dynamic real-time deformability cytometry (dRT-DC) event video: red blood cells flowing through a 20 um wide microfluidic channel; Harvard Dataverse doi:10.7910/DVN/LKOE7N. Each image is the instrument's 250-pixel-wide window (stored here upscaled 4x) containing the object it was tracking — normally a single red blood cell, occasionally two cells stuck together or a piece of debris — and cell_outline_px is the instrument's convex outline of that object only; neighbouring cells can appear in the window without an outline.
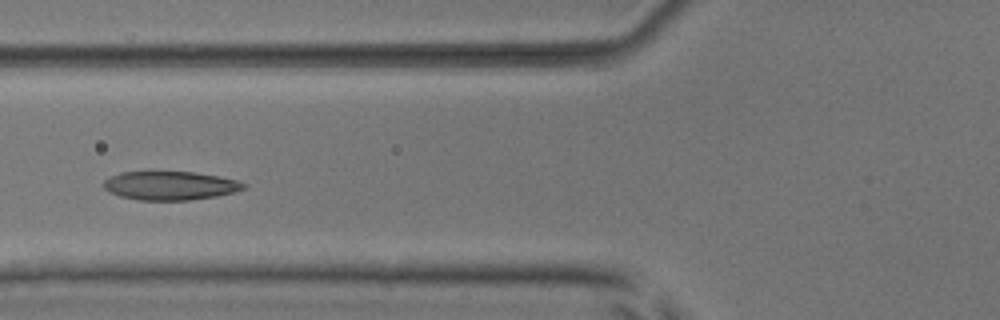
{"species": "common noctule bat (a hibernating species)", "species_latin": "Nyctalus noctula", "temperature_condition": "room temperature", "stored_images_in_passage": 6, "camera_frame_rate_fps": 3000, "um_per_image_px": 0.085, "animal": {"sex": "male", "body_mass_g": 17.9, "forearm_length_mm": 54.2}, "frame": {"image": 1, "passage_image": 6, "time_ms": 5.667, "image_size_px": [1000, 320], "cell_outline_px": [[248, 184], [244, 188], [232, 192], [216, 196], [188, 200], [136, 200], [120, 196], [108, 192], [104, 188], [104, 180], [120, 172], [192, 172], [216, 176], [236, 180]], "centroid_in_image_um": [14.42, 15.78], "position_along_channel_um": 111.4, "area_um2": 23.18}}